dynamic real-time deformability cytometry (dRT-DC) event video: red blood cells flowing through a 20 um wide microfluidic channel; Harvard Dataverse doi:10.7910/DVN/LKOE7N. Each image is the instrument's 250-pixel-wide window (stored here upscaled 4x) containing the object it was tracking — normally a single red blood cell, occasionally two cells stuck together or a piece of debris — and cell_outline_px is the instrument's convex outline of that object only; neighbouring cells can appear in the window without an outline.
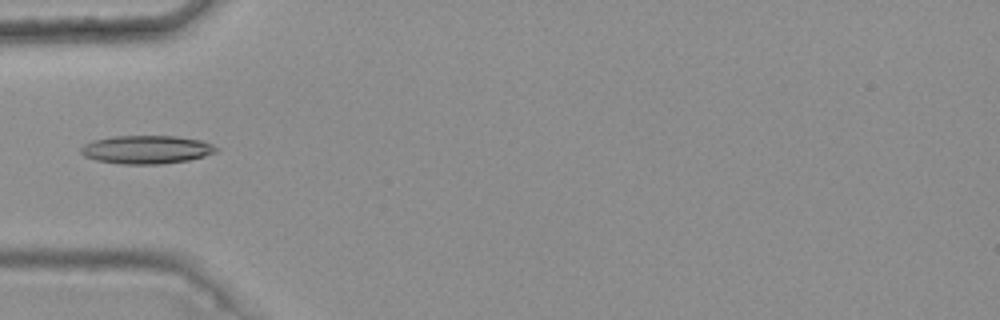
{"species": "common noctule bat (a hibernating species)", "species_latin": "Nyctalus noctula", "temperature_condition": "warm", "stored_images_in_passage": 4, "camera_frame_rate_fps": 3000, "um_per_image_px": 0.085, "animal": {"sex": "female", "body_mass_g": 25.1}, "frame": {"image": 1, "passage_image": 4, "time_ms": 1.0, "image_size_px": [1000, 320], "cell_outline_px": [[220, 148], [216, 152], [204, 156], [188, 160], [160, 164], [124, 164], [96, 160], [84, 156], [80, 152], [80, 148], [84, 144], [92, 140], [116, 136], [176, 136], [204, 140]], "centroid_in_image_um": [12.47, 12.71], "position_along_channel_um": 72.5, "area_um2": 22.43}}